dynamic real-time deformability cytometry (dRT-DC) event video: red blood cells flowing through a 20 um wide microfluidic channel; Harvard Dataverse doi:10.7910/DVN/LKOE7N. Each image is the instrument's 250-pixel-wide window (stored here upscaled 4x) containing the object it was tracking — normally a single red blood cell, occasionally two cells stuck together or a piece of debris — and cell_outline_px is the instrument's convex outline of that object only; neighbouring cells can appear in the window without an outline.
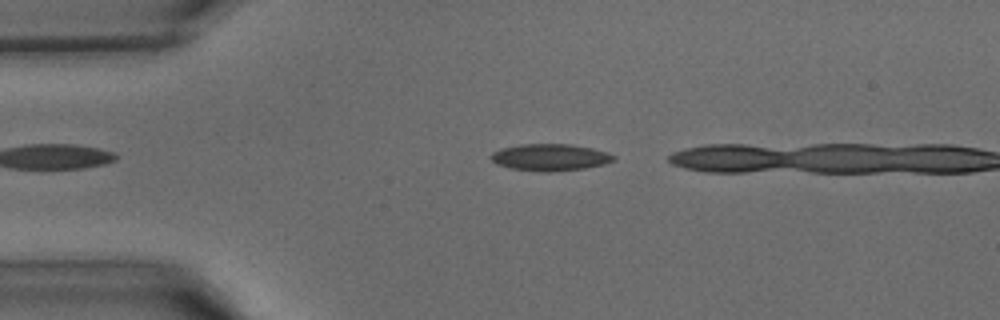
{"species": "common noctule bat (a hibernating species)", "species_latin": "Nyctalus noctula", "temperature_condition": "warm", "stored_images_in_passage": 6, "camera_frame_rate_fps": 3000, "um_per_image_px": 0.085, "animal": {"sex": "male", "body_mass_g": 15.6}, "frame": {"image": 1, "passage_image": 3, "time_ms": 0.667, "image_size_px": [1000, 320], "cell_outline_px": [[616, 160], [604, 164], [584, 168], [548, 172], [544, 172], [512, 168], [496, 164], [488, 156], [492, 152], [500, 148], [520, 144], [572, 144], [592, 148], [608, 152], [616, 156]], "centroid_in_image_um": [46.76, 13.36], "position_along_channel_um": 38.2, "area_um2": 19.31}}